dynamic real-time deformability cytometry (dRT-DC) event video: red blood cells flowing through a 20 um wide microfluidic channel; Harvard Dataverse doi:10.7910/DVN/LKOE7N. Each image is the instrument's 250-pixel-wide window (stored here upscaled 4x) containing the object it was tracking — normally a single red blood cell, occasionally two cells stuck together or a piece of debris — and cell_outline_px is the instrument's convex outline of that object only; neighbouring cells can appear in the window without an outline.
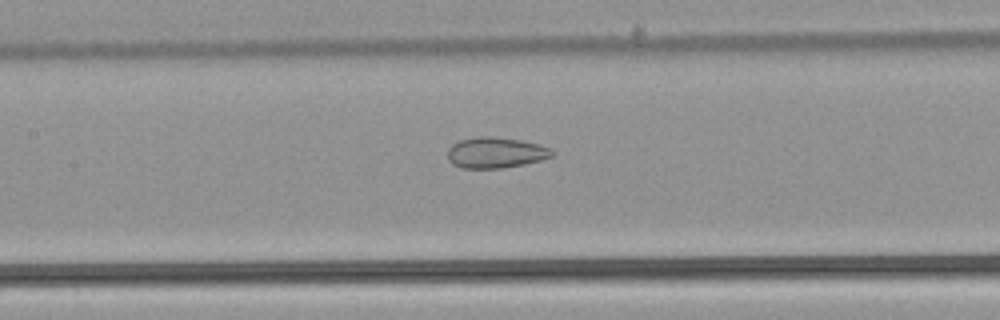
{"species": "common noctule bat (a hibernating species)", "species_latin": "Nyctalus noctula", "temperature_condition": "warm", "stored_images_in_passage": 53, "camera_frame_rate_fps": 3000, "um_per_image_px": 0.085, "animal": {"sex": "male", "body_mass_g": 21.5, "forearm_length_mm": 52.0}, "frame": {"image": 1, "passage_image": 25, "time_ms": 8.0, "image_size_px": [1000, 320], "cell_outline_px": [[556, 152], [552, 156], [540, 160], [524, 164], [504, 168], [460, 168], [452, 164], [448, 156], [448, 148], [452, 144], [460, 140], [480, 136], [492, 136], [520, 140], [540, 144], [552, 148]], "centroid_in_image_um": [42.15, 12.97], "position_along_channel_um": 165.2, "area_um2": 18.9}}
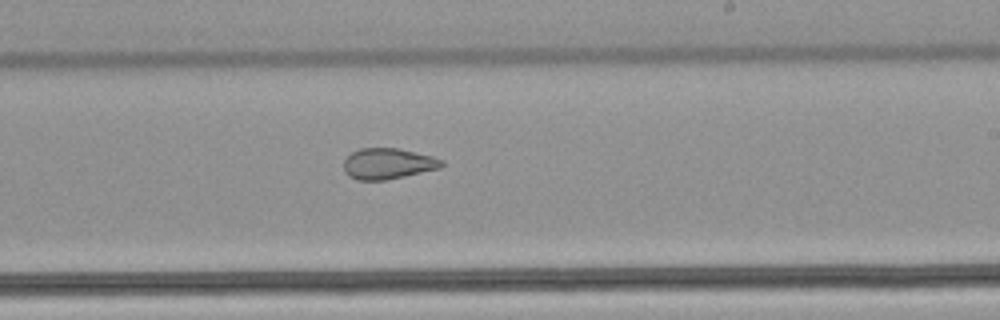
{"frame": {"image": 2, "passage_image": 32, "time_ms": 10.333, "image_size_px": [1000, 320], "cell_outline_px": [[444, 164], [440, 168], [404, 176], [384, 180], [356, 180], [348, 176], [344, 172], [344, 160], [352, 152], [360, 148], [400, 148], [432, 156], [444, 160]], "centroid_in_image_um": [32.97, 13.91], "position_along_channel_um": 256.0, "area_um2": 17.69}}
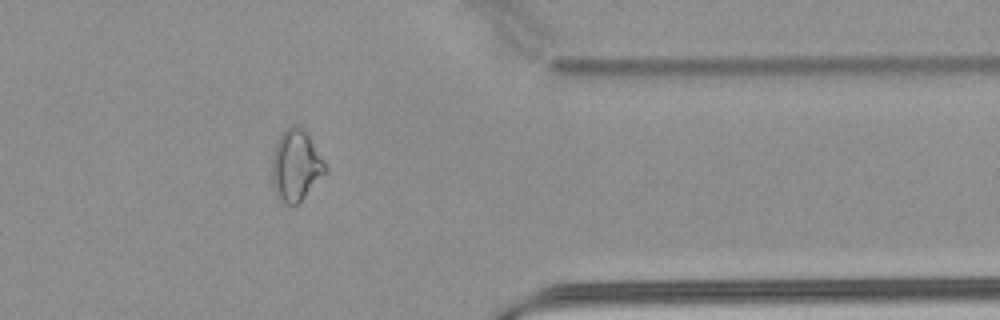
{"frame": {"image": 3, "passage_image": 43, "time_ms": 14.0, "image_size_px": [1000, 320], "cell_outline_px": [[328, 172], [296, 204], [280, 204], [276, 196], [272, 184], [272, 156], [276, 140], [292, 124], [296, 124], [308, 132], [324, 160], [328, 168]], "centroid_in_image_um": [25.15, 14.06], "position_along_channel_um": 386.2, "area_um2": 22.48}, "authors_computed_cell_mechanics": {"area_um2": 23.3512, "velocity_mm_per_s": 3.9088, "shape_relaxation_time_tau1_ms": null, "shape_relaxation_time_tau2_ms": 2.3096, "deformation_change_tau1": null, "deformation_change_tau2": 0.0997}}